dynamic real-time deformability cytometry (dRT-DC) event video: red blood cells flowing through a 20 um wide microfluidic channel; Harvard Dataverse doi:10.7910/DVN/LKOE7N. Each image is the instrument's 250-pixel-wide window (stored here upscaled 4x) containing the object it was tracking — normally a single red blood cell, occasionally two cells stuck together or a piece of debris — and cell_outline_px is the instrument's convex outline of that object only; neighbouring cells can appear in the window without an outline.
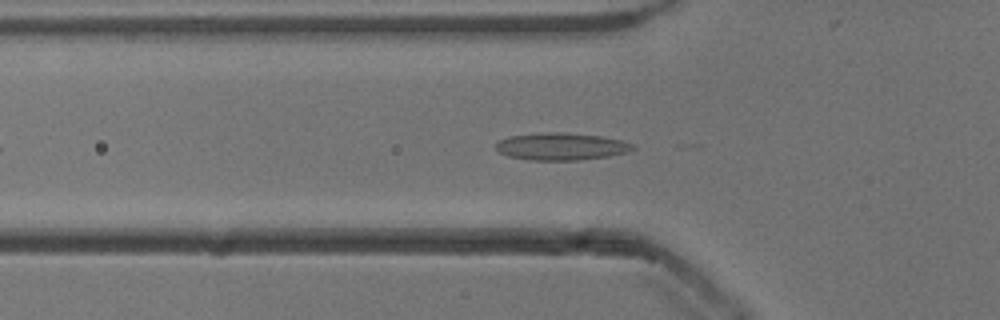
{"species": "common noctule bat (a hibernating species)", "species_latin": "Nyctalus noctula", "temperature_condition": "cold", "stored_images_in_passage": 29, "camera_frame_rate_fps": 3000, "um_per_image_px": 0.085, "animal": {"sex": "male", "body_mass_g": 13.3}, "frame": {"image": 1, "passage_image": 4, "time_ms": 1.0, "image_size_px": [1000, 320], "cell_outline_px": [[636, 148], [628, 152], [608, 156], [576, 160], [532, 160], [508, 156], [500, 152], [496, 148], [496, 144], [500, 140], [508, 136], [540, 132], [564, 132], [600, 136], [620, 140], [636, 144]], "centroid_in_image_um": [47.72, 12.44], "position_along_channel_um": 78.1, "area_um2": 21.79}}
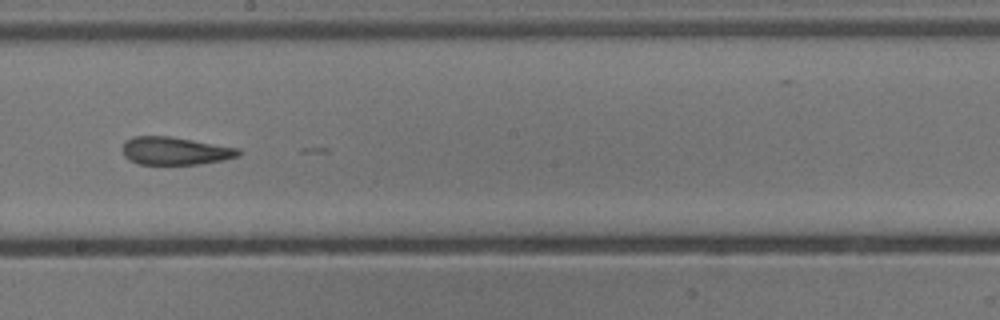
{"frame": {"image": 2, "passage_image": 16, "time_ms": 5.0, "image_size_px": [1000, 320], "cell_outline_px": [[244, 152], [240, 156], [224, 160], [200, 164], [140, 164], [128, 160], [124, 156], [124, 140], [132, 136], [172, 136], [240, 148]], "centroid_in_image_um": [14.94, 12.82], "position_along_channel_um": 233.3, "area_um2": 19.13}}
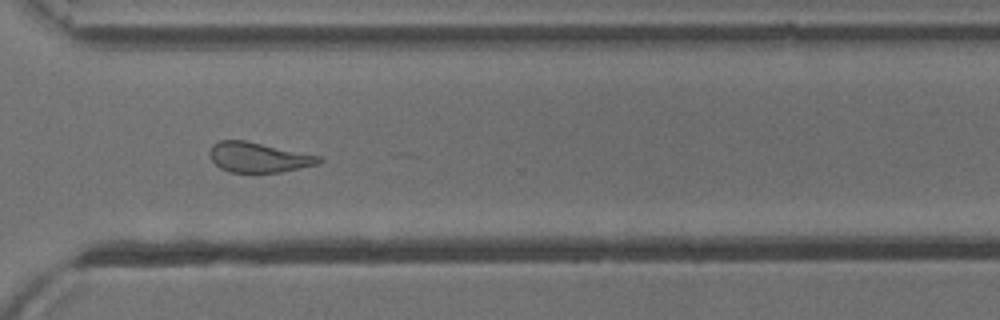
{"frame": {"image": 3, "passage_image": 25, "time_ms": 8.0, "image_size_px": [1000, 320], "cell_outline_px": [[324, 160], [316, 164], [280, 172], [232, 172], [220, 168], [212, 160], [208, 152], [212, 144], [220, 140], [244, 140], [320, 156]], "centroid_in_image_um": [21.93, 13.36], "position_along_channel_um": 348.7, "area_um2": 18.84}, "authors_computed_cell_mechanics": {"area_um2": 19.2474, "velocity_mm_per_s": 3.8588, "shape_relaxation_time_tau1_ms": null, "shape_relaxation_time_tau2_ms": 6.0103, "deformation_change_tau1": null, "deformation_change_tau2": 0.1553}}